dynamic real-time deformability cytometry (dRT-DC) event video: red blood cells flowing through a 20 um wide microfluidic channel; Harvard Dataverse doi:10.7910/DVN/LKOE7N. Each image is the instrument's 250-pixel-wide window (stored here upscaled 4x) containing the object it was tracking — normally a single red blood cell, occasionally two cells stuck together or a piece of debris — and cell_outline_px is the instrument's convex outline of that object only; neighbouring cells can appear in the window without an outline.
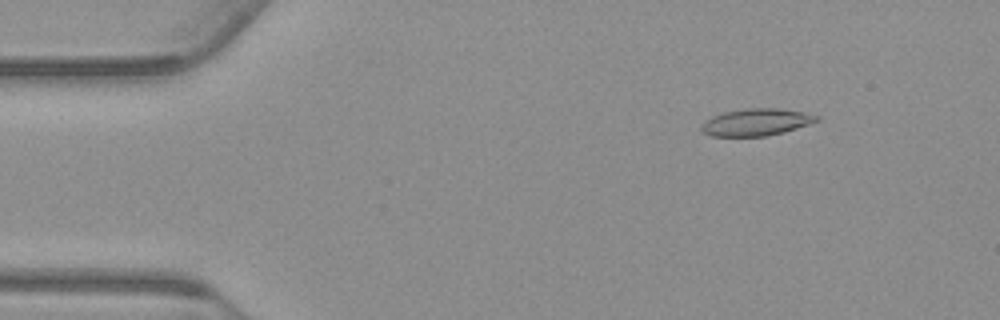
{"species": "common noctule bat (a hibernating species)", "species_latin": "Nyctalus noctula", "temperature_condition": "warm", "stored_images_in_passage": 55, "camera_frame_rate_fps": 3000, "um_per_image_px": 0.085, "animal": {"sex": "male", "body_mass_g": 23.1, "forearm_length_mm": 52.7}, "frame": {"image": 1, "passage_image": 7, "time_ms": 2.0, "image_size_px": [1000, 320], "cell_outline_px": [[820, 120], [784, 132], [768, 136], [712, 136], [704, 132], [700, 128], [700, 124], [704, 120], [712, 116], [724, 112], [748, 108], [776, 108], [804, 112], [820, 116]], "centroid_in_image_um": [64.27, 10.38], "position_along_channel_um": 20.7, "area_um2": 18.21}}
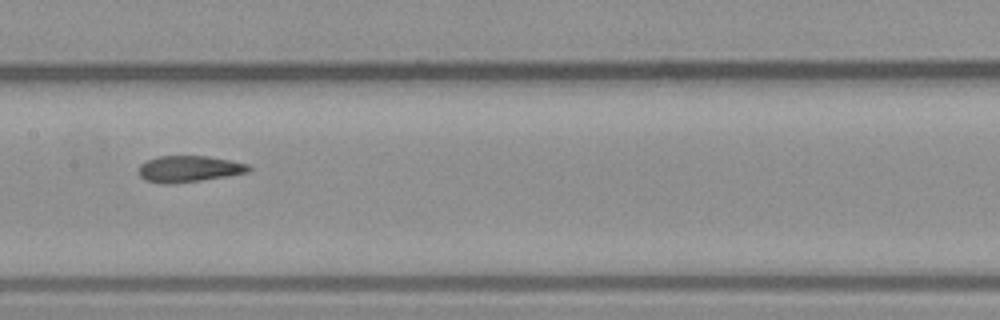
{"frame": {"image": 2, "passage_image": 27, "time_ms": 8.667, "image_size_px": [1000, 320], "cell_outline_px": [[252, 168], [248, 172], [228, 176], [200, 180], [168, 184], [160, 184], [144, 180], [140, 176], [140, 164], [144, 160], [156, 156], [208, 156], [248, 164]], "centroid_in_image_um": [16.02, 14.35], "position_along_channel_um": 191.4, "area_um2": 16.94}}
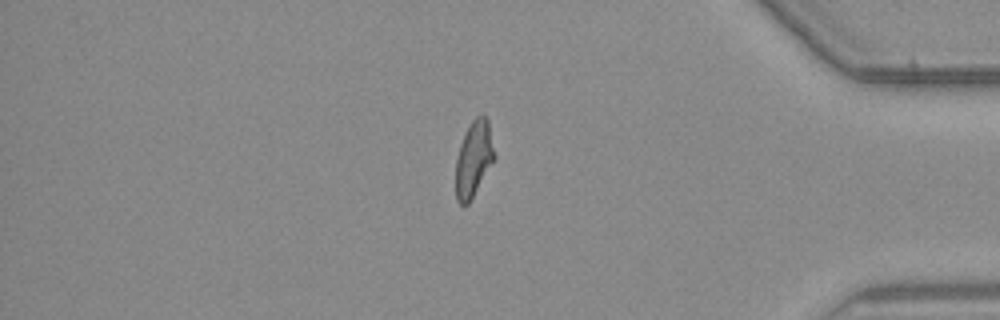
{"frame": {"image": 3, "passage_image": 46, "time_ms": 15.0, "image_size_px": [1000, 320], "cell_outline_px": [[496, 156], [468, 204], [460, 204], [456, 200], [456, 160], [460, 144], [472, 120], [476, 116], [484, 116], [488, 120]], "centroid_in_image_um": [40.27, 13.5], "position_along_channel_um": 394.9, "area_um2": 16.7}, "authors_computed_cell_mechanics": {"area_um2": 17.6868, "velocity_mm_per_s": 3.7632, "shape_relaxation_time_tau1_ms": null, "shape_relaxation_time_tau2_ms": 2.5813, "deformation_change_tau1": null, "deformation_change_tau2": 0.0959}}